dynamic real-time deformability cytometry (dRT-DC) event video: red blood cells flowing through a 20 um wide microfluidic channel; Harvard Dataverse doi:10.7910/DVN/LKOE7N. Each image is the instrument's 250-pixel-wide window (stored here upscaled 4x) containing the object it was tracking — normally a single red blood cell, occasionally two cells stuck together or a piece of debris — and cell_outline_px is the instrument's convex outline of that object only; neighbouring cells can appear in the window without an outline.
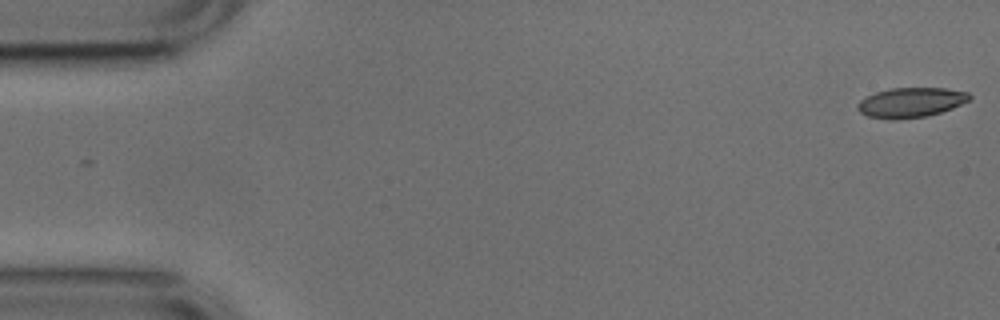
{"species": "common noctule bat (a hibernating species)", "species_latin": "Nyctalus noctula", "temperature_condition": "cold", "stored_images_in_passage": 8, "camera_frame_rate_fps": 3000, "um_per_image_px": 0.085, "animal": {"sex": "male", "body_mass_g": 17.9, "forearm_length_mm": 54.2}, "frame": {"image": 1, "passage_image": 1, "time_ms": 0.0, "image_size_px": [1000, 320], "cell_outline_px": [[972, 96], [968, 100], [952, 108], [928, 116], [900, 120], [888, 120], [868, 116], [860, 112], [856, 108], [856, 104], [860, 100], [876, 92], [892, 88], [944, 88], [968, 92]], "centroid_in_image_um": [77.39, 8.72], "position_along_channel_um": 7.6, "area_um2": 19.54}}